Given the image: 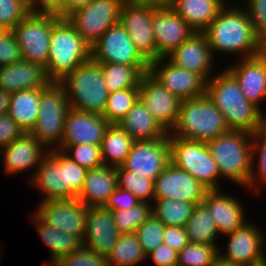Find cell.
<instances>
[{"label":"cell","mask_w":266,"mask_h":266,"mask_svg":"<svg viewBox=\"0 0 266 266\" xmlns=\"http://www.w3.org/2000/svg\"><path fill=\"white\" fill-rule=\"evenodd\" d=\"M205 94L222 112L230 130L254 133L266 124L265 112L243 95L226 69L206 82Z\"/></svg>","instance_id":"cell-1"},{"label":"cell","mask_w":266,"mask_h":266,"mask_svg":"<svg viewBox=\"0 0 266 266\" xmlns=\"http://www.w3.org/2000/svg\"><path fill=\"white\" fill-rule=\"evenodd\" d=\"M225 5L204 31L212 54L238 53L243 58L259 55L260 38L256 35L252 22L244 7Z\"/></svg>","instance_id":"cell-2"},{"label":"cell","mask_w":266,"mask_h":266,"mask_svg":"<svg viewBox=\"0 0 266 266\" xmlns=\"http://www.w3.org/2000/svg\"><path fill=\"white\" fill-rule=\"evenodd\" d=\"M91 59V45L76 31L68 19L61 18L51 30L46 73L59 82L79 65Z\"/></svg>","instance_id":"cell-3"},{"label":"cell","mask_w":266,"mask_h":266,"mask_svg":"<svg viewBox=\"0 0 266 266\" xmlns=\"http://www.w3.org/2000/svg\"><path fill=\"white\" fill-rule=\"evenodd\" d=\"M59 83L65 90L70 108L103 114L109 91L98 62L88 60L68 73Z\"/></svg>","instance_id":"cell-4"},{"label":"cell","mask_w":266,"mask_h":266,"mask_svg":"<svg viewBox=\"0 0 266 266\" xmlns=\"http://www.w3.org/2000/svg\"><path fill=\"white\" fill-rule=\"evenodd\" d=\"M206 143L221 177L247 187L252 170V133L230 130Z\"/></svg>","instance_id":"cell-5"},{"label":"cell","mask_w":266,"mask_h":266,"mask_svg":"<svg viewBox=\"0 0 266 266\" xmlns=\"http://www.w3.org/2000/svg\"><path fill=\"white\" fill-rule=\"evenodd\" d=\"M230 131L222 112L203 95L181 101L178 119L170 133L177 137L207 142Z\"/></svg>","instance_id":"cell-6"},{"label":"cell","mask_w":266,"mask_h":266,"mask_svg":"<svg viewBox=\"0 0 266 266\" xmlns=\"http://www.w3.org/2000/svg\"><path fill=\"white\" fill-rule=\"evenodd\" d=\"M170 162L185 170L209 190H219L221 173L207 143L177 137L169 132Z\"/></svg>","instance_id":"cell-7"},{"label":"cell","mask_w":266,"mask_h":266,"mask_svg":"<svg viewBox=\"0 0 266 266\" xmlns=\"http://www.w3.org/2000/svg\"><path fill=\"white\" fill-rule=\"evenodd\" d=\"M69 109L65 90L59 82H51L42 90L38 117L30 133L48 150L57 149L61 145Z\"/></svg>","instance_id":"cell-8"},{"label":"cell","mask_w":266,"mask_h":266,"mask_svg":"<svg viewBox=\"0 0 266 266\" xmlns=\"http://www.w3.org/2000/svg\"><path fill=\"white\" fill-rule=\"evenodd\" d=\"M51 13L30 12L12 31L16 35L22 57L46 67L52 27L60 20Z\"/></svg>","instance_id":"cell-9"},{"label":"cell","mask_w":266,"mask_h":266,"mask_svg":"<svg viewBox=\"0 0 266 266\" xmlns=\"http://www.w3.org/2000/svg\"><path fill=\"white\" fill-rule=\"evenodd\" d=\"M91 59L98 63L136 66L143 74L149 72L150 63L137 50L120 22L92 44Z\"/></svg>","instance_id":"cell-10"},{"label":"cell","mask_w":266,"mask_h":266,"mask_svg":"<svg viewBox=\"0 0 266 266\" xmlns=\"http://www.w3.org/2000/svg\"><path fill=\"white\" fill-rule=\"evenodd\" d=\"M154 3H139L126 0L121 8L119 22L124 27L137 50L150 63L157 60V48L154 40L152 21Z\"/></svg>","instance_id":"cell-11"},{"label":"cell","mask_w":266,"mask_h":266,"mask_svg":"<svg viewBox=\"0 0 266 266\" xmlns=\"http://www.w3.org/2000/svg\"><path fill=\"white\" fill-rule=\"evenodd\" d=\"M126 0H93L67 19L91 46L110 27L119 23L121 8Z\"/></svg>","instance_id":"cell-12"},{"label":"cell","mask_w":266,"mask_h":266,"mask_svg":"<svg viewBox=\"0 0 266 266\" xmlns=\"http://www.w3.org/2000/svg\"><path fill=\"white\" fill-rule=\"evenodd\" d=\"M35 213L48 225L83 240L88 206L77 198L40 202Z\"/></svg>","instance_id":"cell-13"},{"label":"cell","mask_w":266,"mask_h":266,"mask_svg":"<svg viewBox=\"0 0 266 266\" xmlns=\"http://www.w3.org/2000/svg\"><path fill=\"white\" fill-rule=\"evenodd\" d=\"M170 163L168 134L157 140L134 141L122 165L126 170L150 180H155Z\"/></svg>","instance_id":"cell-14"},{"label":"cell","mask_w":266,"mask_h":266,"mask_svg":"<svg viewBox=\"0 0 266 266\" xmlns=\"http://www.w3.org/2000/svg\"><path fill=\"white\" fill-rule=\"evenodd\" d=\"M229 237L226 252L218 255L237 266H252L266 260L265 236L260 229L247 221L238 229L226 234ZM263 247V248H262Z\"/></svg>","instance_id":"cell-15"},{"label":"cell","mask_w":266,"mask_h":266,"mask_svg":"<svg viewBox=\"0 0 266 266\" xmlns=\"http://www.w3.org/2000/svg\"><path fill=\"white\" fill-rule=\"evenodd\" d=\"M208 191L200 181L171 162L154 180V199L183 200L198 204Z\"/></svg>","instance_id":"cell-16"},{"label":"cell","mask_w":266,"mask_h":266,"mask_svg":"<svg viewBox=\"0 0 266 266\" xmlns=\"http://www.w3.org/2000/svg\"><path fill=\"white\" fill-rule=\"evenodd\" d=\"M139 98L162 127L170 132L177 122L182 100L149 72L143 74L140 80Z\"/></svg>","instance_id":"cell-17"},{"label":"cell","mask_w":266,"mask_h":266,"mask_svg":"<svg viewBox=\"0 0 266 266\" xmlns=\"http://www.w3.org/2000/svg\"><path fill=\"white\" fill-rule=\"evenodd\" d=\"M149 73L181 100L205 95L206 81L200 75L176 66L166 57L150 62Z\"/></svg>","instance_id":"cell-18"},{"label":"cell","mask_w":266,"mask_h":266,"mask_svg":"<svg viewBox=\"0 0 266 266\" xmlns=\"http://www.w3.org/2000/svg\"><path fill=\"white\" fill-rule=\"evenodd\" d=\"M152 30L157 59L169 55L194 33L170 5H161L155 9Z\"/></svg>","instance_id":"cell-19"},{"label":"cell","mask_w":266,"mask_h":266,"mask_svg":"<svg viewBox=\"0 0 266 266\" xmlns=\"http://www.w3.org/2000/svg\"><path fill=\"white\" fill-rule=\"evenodd\" d=\"M110 123L99 114L70 108L66 114L64 133L60 146L91 144L101 146Z\"/></svg>","instance_id":"cell-20"},{"label":"cell","mask_w":266,"mask_h":266,"mask_svg":"<svg viewBox=\"0 0 266 266\" xmlns=\"http://www.w3.org/2000/svg\"><path fill=\"white\" fill-rule=\"evenodd\" d=\"M204 32H194L166 58L178 67L200 75L206 82L212 76L214 58ZM211 74V75H210Z\"/></svg>","instance_id":"cell-21"},{"label":"cell","mask_w":266,"mask_h":266,"mask_svg":"<svg viewBox=\"0 0 266 266\" xmlns=\"http://www.w3.org/2000/svg\"><path fill=\"white\" fill-rule=\"evenodd\" d=\"M119 235L111 210L105 206L88 207L86 231L82 240L84 247L107 257Z\"/></svg>","instance_id":"cell-22"},{"label":"cell","mask_w":266,"mask_h":266,"mask_svg":"<svg viewBox=\"0 0 266 266\" xmlns=\"http://www.w3.org/2000/svg\"><path fill=\"white\" fill-rule=\"evenodd\" d=\"M44 147L30 132H24L8 146L0 149V154L4 153L5 156L3 158L5 173L9 175L22 173L31 168L37 169L49 153Z\"/></svg>","instance_id":"cell-23"},{"label":"cell","mask_w":266,"mask_h":266,"mask_svg":"<svg viewBox=\"0 0 266 266\" xmlns=\"http://www.w3.org/2000/svg\"><path fill=\"white\" fill-rule=\"evenodd\" d=\"M241 59L226 70L236 79L243 95L261 109L266 98V58L257 55Z\"/></svg>","instance_id":"cell-24"},{"label":"cell","mask_w":266,"mask_h":266,"mask_svg":"<svg viewBox=\"0 0 266 266\" xmlns=\"http://www.w3.org/2000/svg\"><path fill=\"white\" fill-rule=\"evenodd\" d=\"M52 81L46 69L39 63L21 59L6 66H0V89L9 94L20 90L47 87Z\"/></svg>","instance_id":"cell-25"},{"label":"cell","mask_w":266,"mask_h":266,"mask_svg":"<svg viewBox=\"0 0 266 266\" xmlns=\"http://www.w3.org/2000/svg\"><path fill=\"white\" fill-rule=\"evenodd\" d=\"M219 190H209L203 203L207 206L219 234H228L242 226L245 213L238 198L221 193Z\"/></svg>","instance_id":"cell-26"},{"label":"cell","mask_w":266,"mask_h":266,"mask_svg":"<svg viewBox=\"0 0 266 266\" xmlns=\"http://www.w3.org/2000/svg\"><path fill=\"white\" fill-rule=\"evenodd\" d=\"M118 187L116 167L103 165L88 170L77 199L86 206H105Z\"/></svg>","instance_id":"cell-27"},{"label":"cell","mask_w":266,"mask_h":266,"mask_svg":"<svg viewBox=\"0 0 266 266\" xmlns=\"http://www.w3.org/2000/svg\"><path fill=\"white\" fill-rule=\"evenodd\" d=\"M37 170V171H36ZM32 174L31 184L44 194L41 202L54 199L76 198L65 185L64 167L48 153Z\"/></svg>","instance_id":"cell-28"},{"label":"cell","mask_w":266,"mask_h":266,"mask_svg":"<svg viewBox=\"0 0 266 266\" xmlns=\"http://www.w3.org/2000/svg\"><path fill=\"white\" fill-rule=\"evenodd\" d=\"M226 4L225 0H173L170 7L194 32H204Z\"/></svg>","instance_id":"cell-29"},{"label":"cell","mask_w":266,"mask_h":266,"mask_svg":"<svg viewBox=\"0 0 266 266\" xmlns=\"http://www.w3.org/2000/svg\"><path fill=\"white\" fill-rule=\"evenodd\" d=\"M118 125L135 141L157 140L168 134L140 98Z\"/></svg>","instance_id":"cell-30"},{"label":"cell","mask_w":266,"mask_h":266,"mask_svg":"<svg viewBox=\"0 0 266 266\" xmlns=\"http://www.w3.org/2000/svg\"><path fill=\"white\" fill-rule=\"evenodd\" d=\"M43 89L20 90L10 94L7 113L24 132H30L36 123Z\"/></svg>","instance_id":"cell-31"},{"label":"cell","mask_w":266,"mask_h":266,"mask_svg":"<svg viewBox=\"0 0 266 266\" xmlns=\"http://www.w3.org/2000/svg\"><path fill=\"white\" fill-rule=\"evenodd\" d=\"M43 243L50 249L51 260H61L72 251L79 249L82 240L74 235L62 232L46 224L35 212L31 219Z\"/></svg>","instance_id":"cell-32"},{"label":"cell","mask_w":266,"mask_h":266,"mask_svg":"<svg viewBox=\"0 0 266 266\" xmlns=\"http://www.w3.org/2000/svg\"><path fill=\"white\" fill-rule=\"evenodd\" d=\"M135 140L118 124H110L101 143V155L104 165L122 166Z\"/></svg>","instance_id":"cell-33"},{"label":"cell","mask_w":266,"mask_h":266,"mask_svg":"<svg viewBox=\"0 0 266 266\" xmlns=\"http://www.w3.org/2000/svg\"><path fill=\"white\" fill-rule=\"evenodd\" d=\"M190 243L216 245L217 234L215 222L207 206L201 202L195 205L191 217L185 226Z\"/></svg>","instance_id":"cell-34"},{"label":"cell","mask_w":266,"mask_h":266,"mask_svg":"<svg viewBox=\"0 0 266 266\" xmlns=\"http://www.w3.org/2000/svg\"><path fill=\"white\" fill-rule=\"evenodd\" d=\"M135 232L120 234L117 243L107 256L108 266H135L146 259Z\"/></svg>","instance_id":"cell-35"},{"label":"cell","mask_w":266,"mask_h":266,"mask_svg":"<svg viewBox=\"0 0 266 266\" xmlns=\"http://www.w3.org/2000/svg\"><path fill=\"white\" fill-rule=\"evenodd\" d=\"M152 213L165 226L185 227L196 204L174 199H154Z\"/></svg>","instance_id":"cell-36"},{"label":"cell","mask_w":266,"mask_h":266,"mask_svg":"<svg viewBox=\"0 0 266 266\" xmlns=\"http://www.w3.org/2000/svg\"><path fill=\"white\" fill-rule=\"evenodd\" d=\"M101 66L109 93L139 87L143 73L136 67L116 63H98Z\"/></svg>","instance_id":"cell-37"},{"label":"cell","mask_w":266,"mask_h":266,"mask_svg":"<svg viewBox=\"0 0 266 266\" xmlns=\"http://www.w3.org/2000/svg\"><path fill=\"white\" fill-rule=\"evenodd\" d=\"M139 99V87H130L109 93L103 117L110 124H118Z\"/></svg>","instance_id":"cell-38"},{"label":"cell","mask_w":266,"mask_h":266,"mask_svg":"<svg viewBox=\"0 0 266 266\" xmlns=\"http://www.w3.org/2000/svg\"><path fill=\"white\" fill-rule=\"evenodd\" d=\"M252 141V170L247 185L248 189H252L256 184L257 186H259L260 183L266 184V124L252 133ZM255 160L257 166L255 165ZM254 168H257V170Z\"/></svg>","instance_id":"cell-39"},{"label":"cell","mask_w":266,"mask_h":266,"mask_svg":"<svg viewBox=\"0 0 266 266\" xmlns=\"http://www.w3.org/2000/svg\"><path fill=\"white\" fill-rule=\"evenodd\" d=\"M118 187L132 192L141 202L154 201V181L126 170L123 166L116 168ZM148 199V200H147Z\"/></svg>","instance_id":"cell-40"},{"label":"cell","mask_w":266,"mask_h":266,"mask_svg":"<svg viewBox=\"0 0 266 266\" xmlns=\"http://www.w3.org/2000/svg\"><path fill=\"white\" fill-rule=\"evenodd\" d=\"M112 215L120 234L133 233L152 215V206L140 202L131 209L112 211Z\"/></svg>","instance_id":"cell-41"},{"label":"cell","mask_w":266,"mask_h":266,"mask_svg":"<svg viewBox=\"0 0 266 266\" xmlns=\"http://www.w3.org/2000/svg\"><path fill=\"white\" fill-rule=\"evenodd\" d=\"M216 245L188 243L179 253L177 266H210L218 256Z\"/></svg>","instance_id":"cell-42"},{"label":"cell","mask_w":266,"mask_h":266,"mask_svg":"<svg viewBox=\"0 0 266 266\" xmlns=\"http://www.w3.org/2000/svg\"><path fill=\"white\" fill-rule=\"evenodd\" d=\"M49 153L64 167L65 185L77 197L86 178L87 169L81 167L60 149L49 150Z\"/></svg>","instance_id":"cell-43"},{"label":"cell","mask_w":266,"mask_h":266,"mask_svg":"<svg viewBox=\"0 0 266 266\" xmlns=\"http://www.w3.org/2000/svg\"><path fill=\"white\" fill-rule=\"evenodd\" d=\"M73 161L87 170L99 168L104 165L99 145L76 144L70 146H59Z\"/></svg>","instance_id":"cell-44"},{"label":"cell","mask_w":266,"mask_h":266,"mask_svg":"<svg viewBox=\"0 0 266 266\" xmlns=\"http://www.w3.org/2000/svg\"><path fill=\"white\" fill-rule=\"evenodd\" d=\"M164 231L165 225L153 213L136 229L137 240L146 255L163 244Z\"/></svg>","instance_id":"cell-45"},{"label":"cell","mask_w":266,"mask_h":266,"mask_svg":"<svg viewBox=\"0 0 266 266\" xmlns=\"http://www.w3.org/2000/svg\"><path fill=\"white\" fill-rule=\"evenodd\" d=\"M30 12L28 0H0V28L12 31Z\"/></svg>","instance_id":"cell-46"},{"label":"cell","mask_w":266,"mask_h":266,"mask_svg":"<svg viewBox=\"0 0 266 266\" xmlns=\"http://www.w3.org/2000/svg\"><path fill=\"white\" fill-rule=\"evenodd\" d=\"M65 266H108L107 257L83 245L60 260Z\"/></svg>","instance_id":"cell-47"},{"label":"cell","mask_w":266,"mask_h":266,"mask_svg":"<svg viewBox=\"0 0 266 266\" xmlns=\"http://www.w3.org/2000/svg\"><path fill=\"white\" fill-rule=\"evenodd\" d=\"M23 59L21 49L13 31L0 34V66L10 65Z\"/></svg>","instance_id":"cell-48"},{"label":"cell","mask_w":266,"mask_h":266,"mask_svg":"<svg viewBox=\"0 0 266 266\" xmlns=\"http://www.w3.org/2000/svg\"><path fill=\"white\" fill-rule=\"evenodd\" d=\"M245 11L248 13L256 35L261 38L266 34V0H246Z\"/></svg>","instance_id":"cell-49"},{"label":"cell","mask_w":266,"mask_h":266,"mask_svg":"<svg viewBox=\"0 0 266 266\" xmlns=\"http://www.w3.org/2000/svg\"><path fill=\"white\" fill-rule=\"evenodd\" d=\"M141 201L130 191L117 187L105 207L111 211L131 209Z\"/></svg>","instance_id":"cell-50"},{"label":"cell","mask_w":266,"mask_h":266,"mask_svg":"<svg viewBox=\"0 0 266 266\" xmlns=\"http://www.w3.org/2000/svg\"><path fill=\"white\" fill-rule=\"evenodd\" d=\"M24 133L8 113L0 115V149L8 146Z\"/></svg>","instance_id":"cell-51"},{"label":"cell","mask_w":266,"mask_h":266,"mask_svg":"<svg viewBox=\"0 0 266 266\" xmlns=\"http://www.w3.org/2000/svg\"><path fill=\"white\" fill-rule=\"evenodd\" d=\"M188 243V233L185 227L165 226L163 244L179 253Z\"/></svg>","instance_id":"cell-52"},{"label":"cell","mask_w":266,"mask_h":266,"mask_svg":"<svg viewBox=\"0 0 266 266\" xmlns=\"http://www.w3.org/2000/svg\"><path fill=\"white\" fill-rule=\"evenodd\" d=\"M155 262L156 266H177L178 252L166 244H160L155 250L146 255Z\"/></svg>","instance_id":"cell-53"},{"label":"cell","mask_w":266,"mask_h":266,"mask_svg":"<svg viewBox=\"0 0 266 266\" xmlns=\"http://www.w3.org/2000/svg\"><path fill=\"white\" fill-rule=\"evenodd\" d=\"M31 12L58 15L64 8L65 0H28Z\"/></svg>","instance_id":"cell-54"},{"label":"cell","mask_w":266,"mask_h":266,"mask_svg":"<svg viewBox=\"0 0 266 266\" xmlns=\"http://www.w3.org/2000/svg\"><path fill=\"white\" fill-rule=\"evenodd\" d=\"M92 1L93 0H65L64 8L58 16L67 19L72 13L87 6Z\"/></svg>","instance_id":"cell-55"},{"label":"cell","mask_w":266,"mask_h":266,"mask_svg":"<svg viewBox=\"0 0 266 266\" xmlns=\"http://www.w3.org/2000/svg\"><path fill=\"white\" fill-rule=\"evenodd\" d=\"M9 101L10 94L0 89V115L6 114L8 112Z\"/></svg>","instance_id":"cell-56"},{"label":"cell","mask_w":266,"mask_h":266,"mask_svg":"<svg viewBox=\"0 0 266 266\" xmlns=\"http://www.w3.org/2000/svg\"><path fill=\"white\" fill-rule=\"evenodd\" d=\"M210 266H237L229 261L221 258L219 255L213 260L212 264Z\"/></svg>","instance_id":"cell-57"},{"label":"cell","mask_w":266,"mask_h":266,"mask_svg":"<svg viewBox=\"0 0 266 266\" xmlns=\"http://www.w3.org/2000/svg\"><path fill=\"white\" fill-rule=\"evenodd\" d=\"M132 1L139 3H154L161 6V5H170L173 0H132Z\"/></svg>","instance_id":"cell-58"},{"label":"cell","mask_w":266,"mask_h":266,"mask_svg":"<svg viewBox=\"0 0 266 266\" xmlns=\"http://www.w3.org/2000/svg\"><path fill=\"white\" fill-rule=\"evenodd\" d=\"M259 55L266 58V34L260 38V51Z\"/></svg>","instance_id":"cell-59"},{"label":"cell","mask_w":266,"mask_h":266,"mask_svg":"<svg viewBox=\"0 0 266 266\" xmlns=\"http://www.w3.org/2000/svg\"><path fill=\"white\" fill-rule=\"evenodd\" d=\"M47 266H65L60 260H52Z\"/></svg>","instance_id":"cell-60"},{"label":"cell","mask_w":266,"mask_h":266,"mask_svg":"<svg viewBox=\"0 0 266 266\" xmlns=\"http://www.w3.org/2000/svg\"><path fill=\"white\" fill-rule=\"evenodd\" d=\"M252 266H266V260L264 262H262V263H259L257 265H252Z\"/></svg>","instance_id":"cell-61"}]
</instances>
